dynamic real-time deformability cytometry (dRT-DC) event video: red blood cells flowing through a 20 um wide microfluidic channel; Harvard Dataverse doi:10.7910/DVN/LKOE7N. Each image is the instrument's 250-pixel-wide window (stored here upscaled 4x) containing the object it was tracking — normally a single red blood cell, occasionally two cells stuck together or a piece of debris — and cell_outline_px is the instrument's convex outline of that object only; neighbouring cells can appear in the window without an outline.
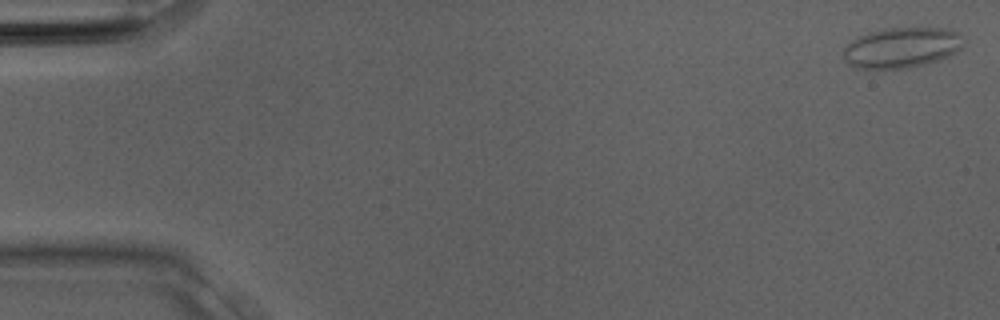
{"species": "Egyptian fruit bat (a non-hibernating species)", "species_latin": "Rousettus aegyptiacus", "temperature_condition": "room temperature", "stored_images_in_passage": 30, "camera_frame_rate_fps": 3000, "um_per_image_px": 0.085, "animal": {"sex": "male"}, "frame": {"image": 1, "passage_image": 1, "time_ms": 0.0, "image_size_px": [1000, 320], "cell_outline_px": [[964, 48], [948, 56], [924, 64], [908, 68], [852, 68], [844, 60], [844, 48], [856, 36], [868, 32], [884, 28], [944, 28], [960, 32], [964, 44]], "centroid_in_image_um": [76.64, 4.03], "position_along_channel_um": 8.4, "area_um2": 28.5}}
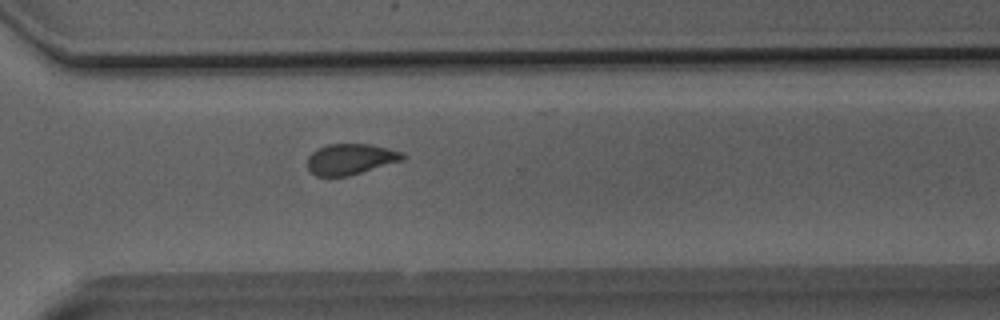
{"frame": {"image": 2, "passage_image": 24, "time_ms": 7.667, "image_size_px": [1000, 320], "cell_outline_px": [[408, 156], [404, 160], [348, 176], [316, 176], [308, 168], [308, 156], [312, 152], [328, 144], [372, 144], [404, 152]], "centroid_in_image_um": [29.85, 13.52], "position_along_channel_um": 340.7, "area_um2": 17.17}}
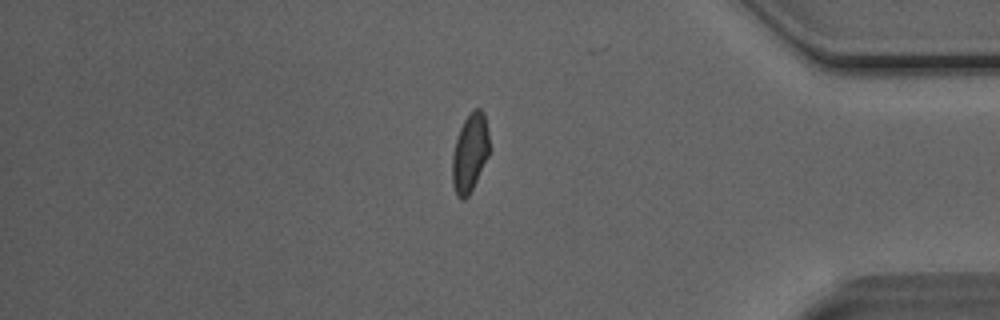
{"frame": {"image": 3, "passage_image": 28, "time_ms": 9.0, "image_size_px": [1000, 320], "cell_outline_px": [[492, 148], [468, 196], [464, 200], [460, 200], [456, 196], [452, 184], [452, 156], [456, 136], [464, 120], [472, 108], [480, 108], [484, 112]], "centroid_in_image_um": [39.95, 12.96], "position_along_channel_um": 395.3, "area_um2": 17.4}}